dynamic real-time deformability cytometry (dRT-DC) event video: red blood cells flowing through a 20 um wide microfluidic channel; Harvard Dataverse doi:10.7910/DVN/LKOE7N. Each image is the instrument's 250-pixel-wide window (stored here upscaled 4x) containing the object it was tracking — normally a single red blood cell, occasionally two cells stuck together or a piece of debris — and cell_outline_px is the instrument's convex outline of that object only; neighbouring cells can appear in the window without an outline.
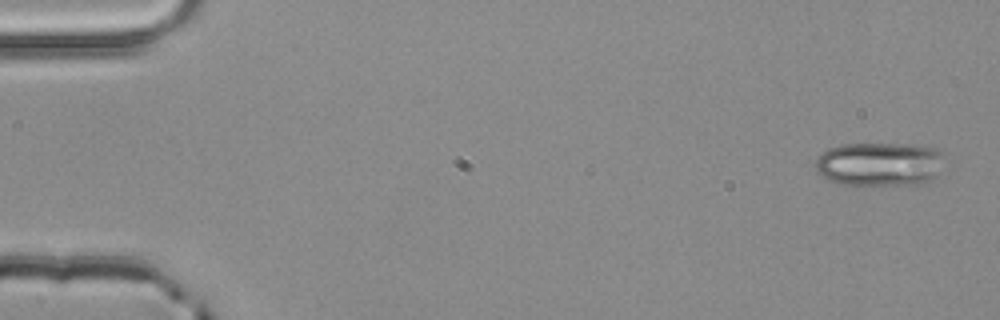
{"species": "common noctule bat (a hibernating species)", "species_latin": "Nyctalus noctula", "temperature_condition": "room temperature", "stored_images_in_passage": 5, "camera_frame_rate_fps": 3000, "um_per_image_px": 0.085, "animal": {"sex": "male", "body_mass_g": 20.4}, "frame": {"image": 1, "passage_image": 1, "time_ms": 0.0, "image_size_px": [1000, 320], "cell_outline_px": [[940, 152], [936, 176], [920, 184], [840, 184], [828, 180], [816, 172], [816, 160], [828, 148], [844, 144], [912, 144], [936, 148]], "centroid_in_image_um": [74.68, 13.94], "position_along_channel_um": 10.3, "area_um2": 32.31}}